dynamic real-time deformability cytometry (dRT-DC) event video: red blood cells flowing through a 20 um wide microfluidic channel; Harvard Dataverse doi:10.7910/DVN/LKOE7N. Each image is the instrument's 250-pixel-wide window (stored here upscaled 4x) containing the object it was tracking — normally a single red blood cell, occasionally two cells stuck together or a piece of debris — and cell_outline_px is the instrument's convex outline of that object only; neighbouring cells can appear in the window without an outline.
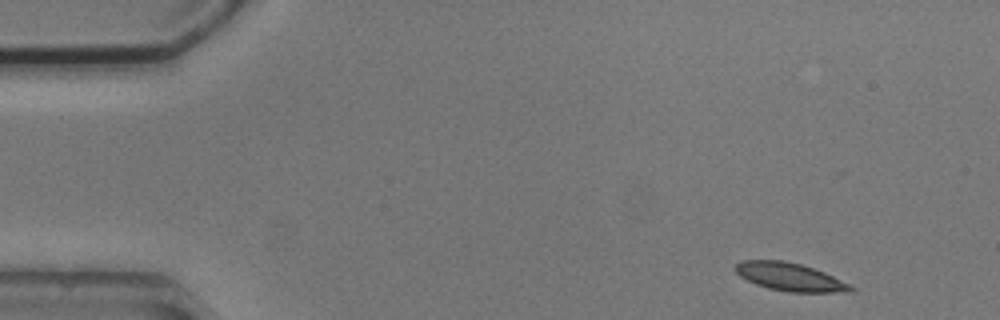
{"species": "common noctule bat (a hibernating species)", "species_latin": "Nyctalus noctula", "temperature_condition": "cold", "stored_images_in_passage": 5, "camera_frame_rate_fps": 3000, "um_per_image_px": 0.085, "animal": {"sex": "male", "body_mass_g": 20.5, "forearm_length_mm": 52.5}, "frame": {"image": 1, "passage_image": 1, "time_ms": 0.0, "image_size_px": [1000, 320], "cell_outline_px": [[856, 288], [852, 292], [788, 292], [768, 288], [756, 284], [740, 276], [732, 268], [736, 264], [744, 260], [784, 260], [800, 264], [824, 272]], "centroid_in_image_um": [67.12, 23.54], "position_along_channel_um": 17.9, "area_um2": 18.73}}
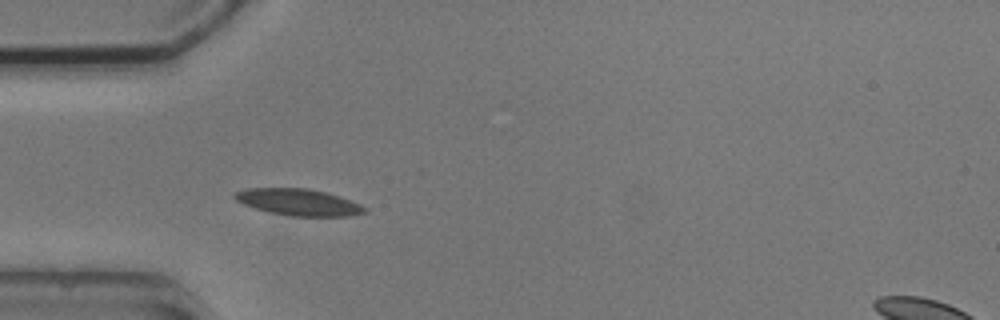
{"frame": {"image": 2, "passage_image": 4, "time_ms": 3.667, "image_size_px": [1000, 320], "cell_outline_px": [[368, 212], [348, 216], [292, 216], [268, 212], [244, 204], [236, 200], [232, 196], [236, 192], [244, 188], [308, 188], [340, 196], [360, 204], [368, 208]], "centroid_in_image_um": [25.39, 17.18], "position_along_channel_um": 59.6, "area_um2": 20.17}}